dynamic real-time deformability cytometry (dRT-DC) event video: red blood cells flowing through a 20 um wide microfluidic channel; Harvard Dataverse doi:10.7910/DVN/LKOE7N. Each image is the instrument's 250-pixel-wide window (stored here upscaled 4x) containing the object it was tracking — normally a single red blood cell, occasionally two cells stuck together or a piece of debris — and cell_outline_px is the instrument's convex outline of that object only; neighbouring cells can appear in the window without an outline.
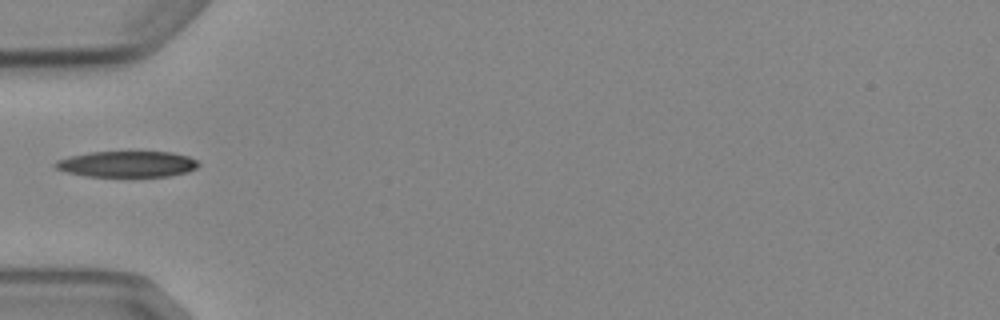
{"species": "Egyptian fruit bat (a non-hibernating species)", "species_latin": "Rousettus aegyptiacus", "temperature_condition": "cold", "stored_images_in_passage": 5, "camera_frame_rate_fps": 3000, "um_per_image_px": 0.085, "animal": {"sex": "female"}, "frame": {"image": 1, "passage_image": 5, "time_ms": 5.333, "image_size_px": [1000, 320], "cell_outline_px": [[200, 164], [196, 168], [188, 172], [168, 176], [84, 176], [68, 172], [56, 168], [52, 164], [56, 160], [72, 156], [92, 152], [172, 152], [188, 156], [196, 160]], "centroid_in_image_um": [10.82, 13.95], "position_along_channel_um": 74.2, "area_um2": 21.56}}